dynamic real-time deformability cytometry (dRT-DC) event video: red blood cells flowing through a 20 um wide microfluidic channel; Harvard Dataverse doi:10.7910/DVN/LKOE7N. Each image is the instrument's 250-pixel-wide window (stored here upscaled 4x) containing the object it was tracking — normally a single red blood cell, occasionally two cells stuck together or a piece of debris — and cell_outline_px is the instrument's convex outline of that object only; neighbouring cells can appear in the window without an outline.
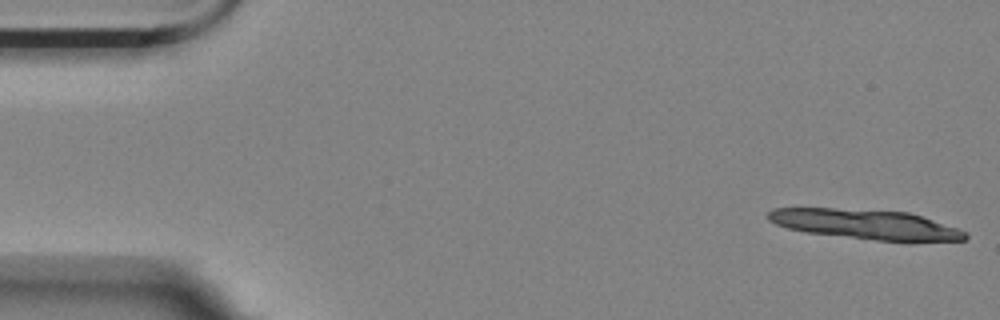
{"species": "Egyptian fruit bat (a non-hibernating species)", "species_latin": "Rousettus aegyptiacus", "temperature_condition": "room temperature", "stored_images_in_passage": 12, "camera_frame_rate_fps": 3000, "um_per_image_px": 0.085, "animal": {"sex": "female"}, "frame": {"image": 1, "passage_image": 1, "time_ms": 0.0, "image_size_px": [1000, 320], "cell_outline_px": [[968, 236], [964, 240], [908, 244], [804, 232], [788, 228], [776, 224], [768, 220], [768, 212], [772, 208], [832, 208], [908, 212], [968, 232]], "centroid_in_image_um": [73.65, 19.11], "position_along_channel_um": 11.3, "area_um2": 34.85}}